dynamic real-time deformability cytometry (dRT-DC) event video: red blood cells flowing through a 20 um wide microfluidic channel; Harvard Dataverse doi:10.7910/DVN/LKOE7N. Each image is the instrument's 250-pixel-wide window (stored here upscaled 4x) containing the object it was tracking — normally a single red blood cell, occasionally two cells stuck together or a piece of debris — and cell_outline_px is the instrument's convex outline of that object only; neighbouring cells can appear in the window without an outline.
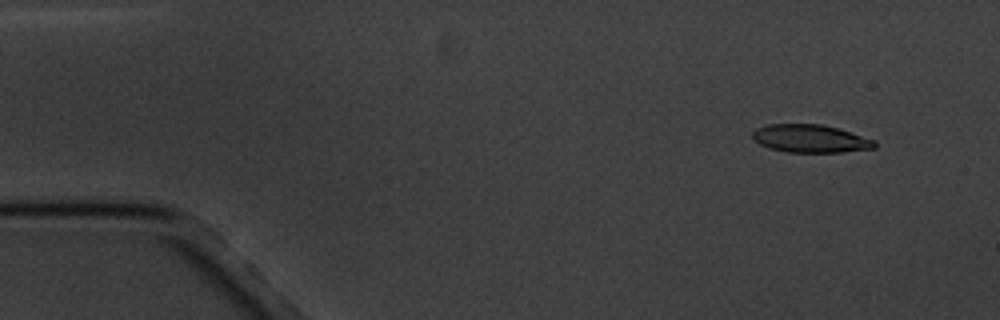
{"species": "common noctule bat (a hibernating species)", "species_latin": "Nyctalus noctula", "temperature_condition": "cold", "stored_images_in_passage": 5, "camera_frame_rate_fps": 3000, "um_per_image_px": 0.085, "animal": {"sex": "male", "body_mass_g": 20.1, "forearm_length_mm": 53.5}, "frame": {"image": 1, "passage_image": 2, "time_ms": 1.333, "image_size_px": [1000, 320], "cell_outline_px": [[876, 148], [844, 152], [788, 152], [768, 148], [752, 140], [752, 132], [756, 128], [768, 124], [820, 124], [840, 128], [876, 140]], "centroid_in_image_um": [68.89, 11.78], "position_along_channel_um": 16.1, "area_um2": 20.17}}
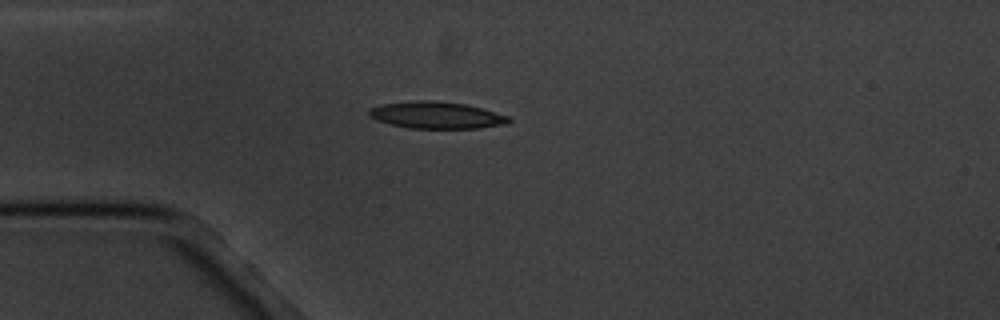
{"frame": {"image": 2, "passage_image": 5, "time_ms": 4.667, "image_size_px": [1000, 320], "cell_outline_px": [[512, 120], [508, 124], [480, 128], [408, 128], [376, 120], [368, 116], [368, 108], [380, 104], [412, 100], [432, 100], [464, 104], [480, 108], [508, 116]], "centroid_in_image_um": [37.05, 9.78], "position_along_channel_um": 47.9, "area_um2": 21.96}}